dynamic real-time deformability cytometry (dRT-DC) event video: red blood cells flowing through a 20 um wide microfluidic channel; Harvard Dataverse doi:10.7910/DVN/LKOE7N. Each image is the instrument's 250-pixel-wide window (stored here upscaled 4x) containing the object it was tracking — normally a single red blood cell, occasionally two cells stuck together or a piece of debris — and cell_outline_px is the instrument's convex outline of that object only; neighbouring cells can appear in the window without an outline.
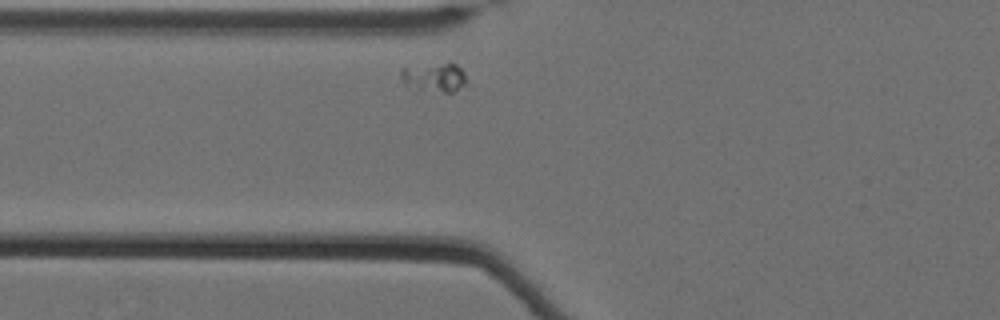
{"species": "Egyptian fruit bat (a non-hibernating species)", "species_latin": "Rousettus aegyptiacus", "temperature_condition": "cold", "stored_images_in_passage": 31, "camera_frame_rate_fps": 3000, "um_per_image_px": 0.085, "animal": {"sex": "female"}, "frame": {"image": 1, "passage_image": 2, "time_ms": 0.333, "image_size_px": [1000, 320], "cell_outline_px": [[468, 84], [452, 92], [444, 92], [404, 84], [400, 80], [400, 68], [448, 60], [456, 64], [464, 72], [468, 80]], "centroid_in_image_um": [36.97, 6.49], "position_along_channel_um": 88.8, "area_um2": 11.39}}
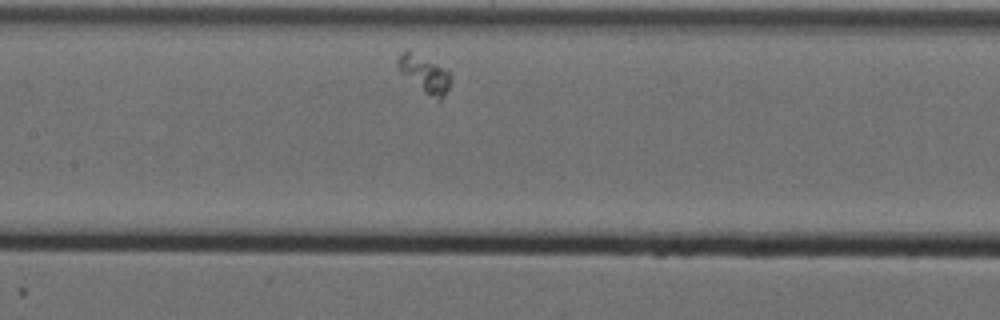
{"frame": {"image": 2, "passage_image": 10, "time_ms": 3.0, "image_size_px": [1000, 320], "cell_outline_px": [[452, 80], [440, 104], [424, 92], [400, 72], [396, 64], [396, 60], [400, 52], [408, 48], [452, 72]], "centroid_in_image_um": [36.1, 6.28], "position_along_channel_um": 171.3, "area_um2": 11.91}}
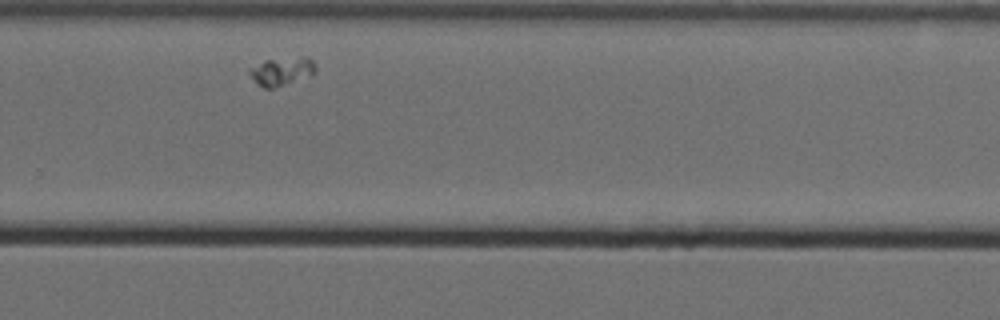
{"frame": {"image": 3, "passage_image": 23, "time_ms": 7.333, "image_size_px": [1000, 320], "cell_outline_px": [[316, 72], [312, 76], [272, 88], [264, 88], [256, 84], [248, 72], [248, 68], [264, 60], [300, 56], [308, 56], [316, 64]], "centroid_in_image_um": [23.97, 6.04], "position_along_channel_um": 305.8, "area_um2": 11.21}}